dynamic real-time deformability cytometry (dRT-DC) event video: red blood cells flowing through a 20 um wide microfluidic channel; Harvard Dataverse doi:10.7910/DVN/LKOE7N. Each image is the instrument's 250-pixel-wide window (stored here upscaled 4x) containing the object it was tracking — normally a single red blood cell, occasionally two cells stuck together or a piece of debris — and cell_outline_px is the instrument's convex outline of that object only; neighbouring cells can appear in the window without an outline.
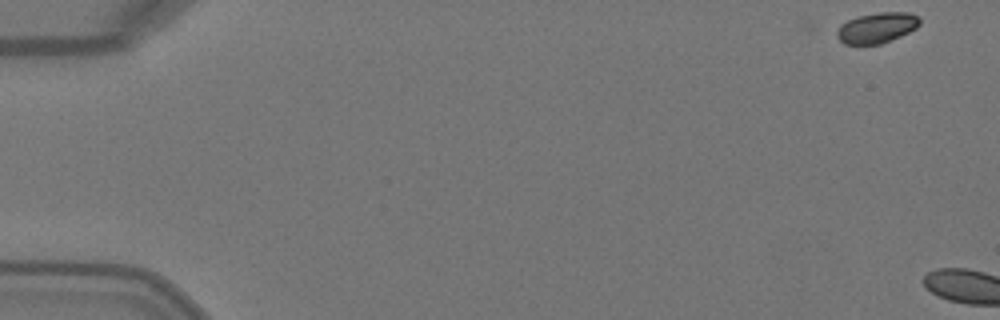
{"species": "Egyptian fruit bat (a non-hibernating species)", "species_latin": "Rousettus aegyptiacus", "temperature_condition": "warm", "stored_images_in_passage": 3, "camera_frame_rate_fps": 3000, "um_per_image_px": 0.085, "animal": {"sex": "female"}, "frame": {"image": 1, "passage_image": 1, "time_ms": 0.0, "image_size_px": [1000, 320], "cell_outline_px": [[920, 24], [916, 28], [900, 36], [880, 44], [844, 44], [836, 36], [836, 32], [840, 24], [848, 20], [860, 16], [880, 12], [908, 12], [920, 16]], "centroid_in_image_um": [74.54, 2.35], "position_along_channel_um": 10.5, "area_um2": 14.68}}